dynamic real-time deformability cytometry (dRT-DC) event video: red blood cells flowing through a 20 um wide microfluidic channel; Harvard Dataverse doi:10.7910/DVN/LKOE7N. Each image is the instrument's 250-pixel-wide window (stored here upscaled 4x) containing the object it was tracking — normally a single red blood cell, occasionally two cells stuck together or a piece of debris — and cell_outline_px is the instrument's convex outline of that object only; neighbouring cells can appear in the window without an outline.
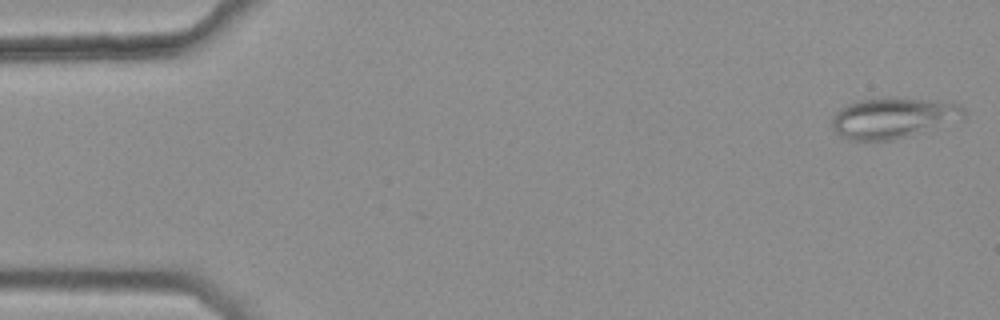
{"species": "common noctule bat (a hibernating species)", "species_latin": "Nyctalus noctula", "temperature_condition": "warm", "stored_images_in_passage": 46, "camera_frame_rate_fps": 3000, "um_per_image_px": 0.085, "animal": {"sex": "female", "body_mass_g": 25.1}, "frame": {"image": 1, "passage_image": 1, "time_ms": 0.0, "image_size_px": [1000, 320], "cell_outline_px": [[968, 112], [964, 120], [908, 136], [892, 140], [848, 140], [840, 136], [836, 132], [832, 124], [832, 116], [840, 108], [848, 104], [860, 100], [888, 96], [896, 96], [952, 100], [960, 104]], "centroid_in_image_um": [76.05, 9.97], "position_along_channel_um": 9.0, "area_um2": 32.54}}
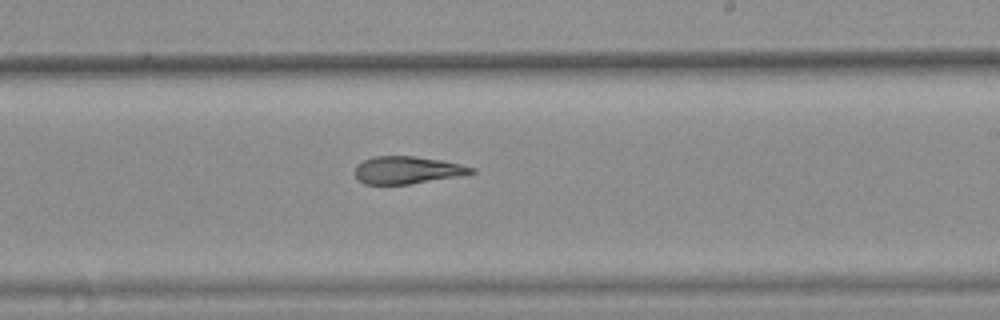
{"frame": {"image": 2, "passage_image": 31, "time_ms": 10.0, "image_size_px": [1000, 320], "cell_outline_px": [[476, 172], [460, 176], [408, 184], [364, 184], [356, 176], [356, 164], [372, 156], [416, 156], [440, 160], [460, 164], [476, 168]], "centroid_in_image_um": [34.63, 14.45], "position_along_channel_um": 254.4, "area_um2": 18.55}}
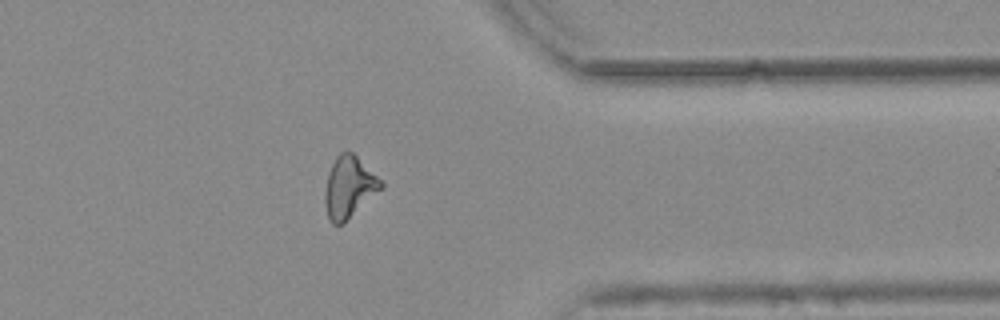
{"frame": {"image": 3, "passage_image": 42, "time_ms": 13.667, "image_size_px": [1000, 320], "cell_outline_px": [[384, 188], [344, 224], [332, 224], [328, 216], [324, 204], [324, 192], [328, 172], [336, 156], [340, 152], [352, 152], [384, 184]], "centroid_in_image_um": [29.66, 15.95], "position_along_channel_um": 381.7, "area_um2": 20.17}, "authors_computed_cell_mechanics": {"area_um2": 20.0855, "velocity_mm_per_s": 3.7721, "shape_relaxation_time_tau1_ms": null, "shape_relaxation_time_tau2_ms": 2.4765, "deformation_change_tau1": null, "deformation_change_tau2": 0.1071}}